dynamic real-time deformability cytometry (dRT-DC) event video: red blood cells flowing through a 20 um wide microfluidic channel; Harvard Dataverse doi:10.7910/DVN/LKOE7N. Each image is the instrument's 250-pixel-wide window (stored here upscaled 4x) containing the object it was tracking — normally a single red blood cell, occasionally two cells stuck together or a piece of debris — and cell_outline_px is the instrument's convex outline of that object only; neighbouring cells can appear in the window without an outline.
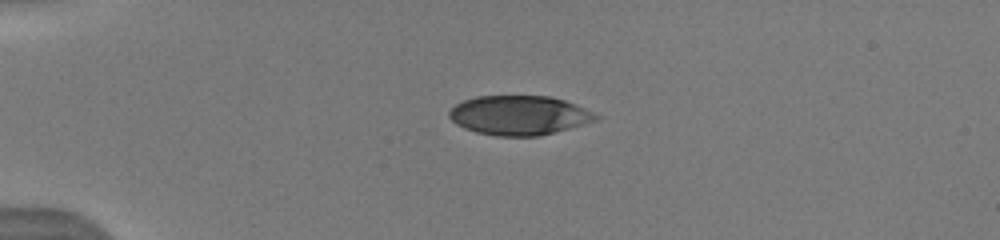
{"species": "human", "species_latin": "Homo sapiens", "temperature_condition": "warm", "stored_images_in_passage": 28, "camera_frame_rate_fps": 3000, "um_per_image_px": 0.085, "donor": {"sex": "male"}, "frame": {"image": 1, "passage_image": 1, "time_ms": 0.0, "image_size_px": [1000, 240], "cell_outline_px": [[600, 116], [596, 120], [556, 132], [540, 136], [496, 136], [476, 132], [464, 128], [456, 124], [448, 116], [448, 112], [456, 104], [464, 100], [476, 96], [552, 96], [564, 100], [592, 112]], "centroid_in_image_um": [44.09, 9.8], "position_along_channel_um": 40.9, "area_um2": 33.52}}
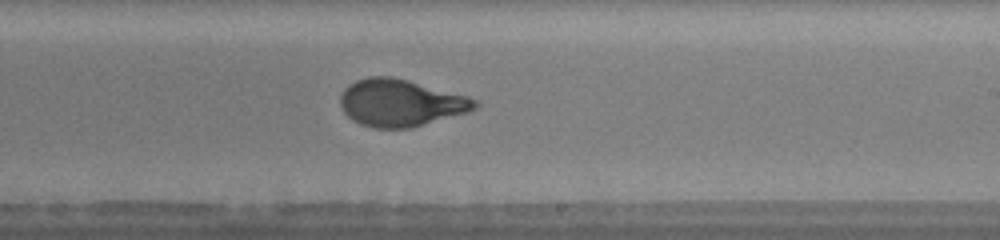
{"frame": {"image": 2, "passage_image": 13, "time_ms": 6.333, "image_size_px": [1000, 240], "cell_outline_px": [[480, 104], [476, 108], [468, 112], [412, 128], [376, 128], [360, 124], [352, 120], [340, 108], [340, 96], [344, 88], [348, 84], [356, 80], [368, 76], [392, 76], [408, 80], [468, 96], [476, 100]], "centroid_in_image_um": [34.03, 8.74], "position_along_channel_um": 255.0, "area_um2": 37.17}, "authors_computed_cell_mechanics": {"area_um2": 36.5585, "velocity_mm_per_s": 4.0872, "shape_relaxation_time_tau1_ms": 4.4875, "shape_relaxation_time_tau2_ms": null, "deformation_change_tau1": 0.1945, "deformation_change_tau2": null}}